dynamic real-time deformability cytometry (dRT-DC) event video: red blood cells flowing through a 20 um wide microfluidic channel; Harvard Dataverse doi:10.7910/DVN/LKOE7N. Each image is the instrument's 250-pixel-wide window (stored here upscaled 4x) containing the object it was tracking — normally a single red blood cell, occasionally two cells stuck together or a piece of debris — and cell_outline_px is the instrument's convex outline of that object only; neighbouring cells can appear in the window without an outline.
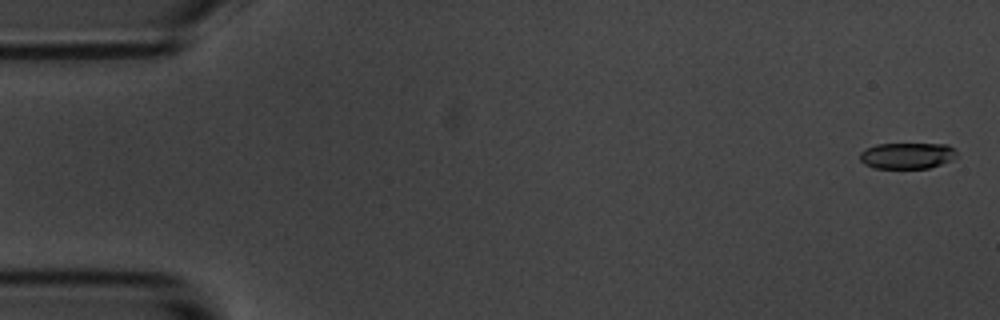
{"species": "common noctule bat (a hibernating species)", "species_latin": "Nyctalus noctula", "temperature_condition": "room temperature", "stored_images_in_passage": 15, "camera_frame_rate_fps": 3000, "um_per_image_px": 0.085, "animal": {"sex": "male", "body_mass_g": 20.1, "forearm_length_mm": 53.5}, "frame": {"image": 1, "passage_image": 1, "time_ms": 0.0, "image_size_px": [1000, 320], "cell_outline_px": [[956, 156], [952, 160], [928, 168], [876, 168], [864, 164], [860, 160], [860, 152], [876, 144], [948, 144], [956, 148]], "centroid_in_image_um": [77.13, 13.22], "position_along_channel_um": 7.9, "area_um2": 14.74}}
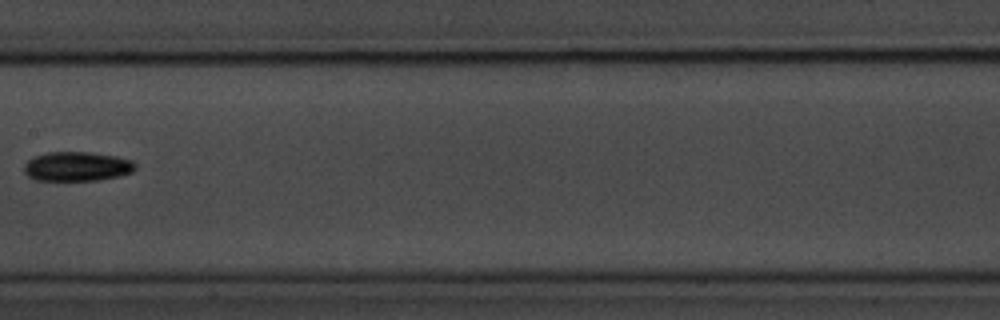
{"frame": {"image": 2, "passage_image": 8, "time_ms": 9.333, "image_size_px": [1000, 320], "cell_outline_px": [[136, 168], [132, 172], [120, 176], [100, 180], [36, 180], [28, 176], [24, 172], [24, 164], [32, 156], [48, 152], [88, 152], [116, 156], [132, 160], [136, 164]], "centroid_in_image_um": [6.54, 14.14], "position_along_channel_um": 200.9, "area_um2": 19.19}}
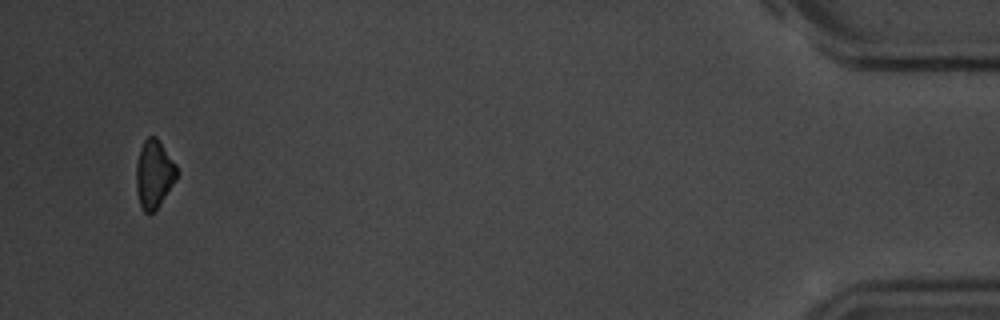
{"frame": {"image": 3, "passage_image": 15, "time_ms": 18.0, "image_size_px": [1000, 320], "cell_outline_px": [[176, 180], [160, 204], [152, 212], [144, 212], [140, 204], [136, 188], [136, 164], [140, 148], [144, 140], [148, 136], [156, 136], [176, 164]], "centroid_in_image_um": [13.08, 14.77], "position_along_channel_um": 422.1, "area_um2": 15.95}, "authors_computed_cell_mechanics": {"area_um2": 16.762, "velocity_mm_per_s": 3.4976, "shape_relaxation_time_tau1_ms": 2.3582, "shape_relaxation_time_tau2_ms": null, "deformation_change_tau1": 0.0981, "deformation_change_tau2": null}}